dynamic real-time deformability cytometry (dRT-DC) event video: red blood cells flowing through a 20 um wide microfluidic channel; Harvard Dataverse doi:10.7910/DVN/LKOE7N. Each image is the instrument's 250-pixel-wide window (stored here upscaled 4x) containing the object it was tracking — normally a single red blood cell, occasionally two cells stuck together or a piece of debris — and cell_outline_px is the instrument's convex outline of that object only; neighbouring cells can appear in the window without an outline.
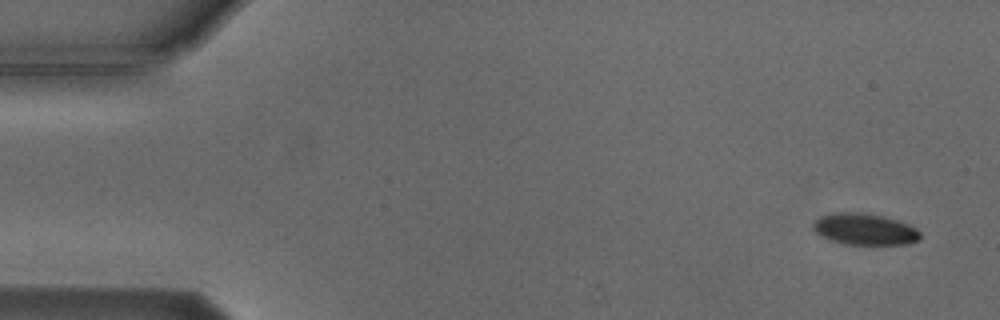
{"species": "Egyptian fruit bat (a non-hibernating species)", "species_latin": "Rousettus aegyptiacus", "temperature_condition": "cold", "stored_images_in_passage": 8, "camera_frame_rate_fps": 3000, "um_per_image_px": 0.085, "animal": {"sex": "male"}, "frame": {"image": 1, "passage_image": 1, "time_ms": 0.0, "image_size_px": [1000, 320], "cell_outline_px": [[920, 240], [908, 244], [844, 244], [820, 236], [812, 228], [812, 224], [820, 216], [832, 212], [860, 212], [884, 216], [908, 224], [916, 228], [920, 232]], "centroid_in_image_um": [73.49, 19.47], "position_along_channel_um": 11.5, "area_um2": 19.71}}
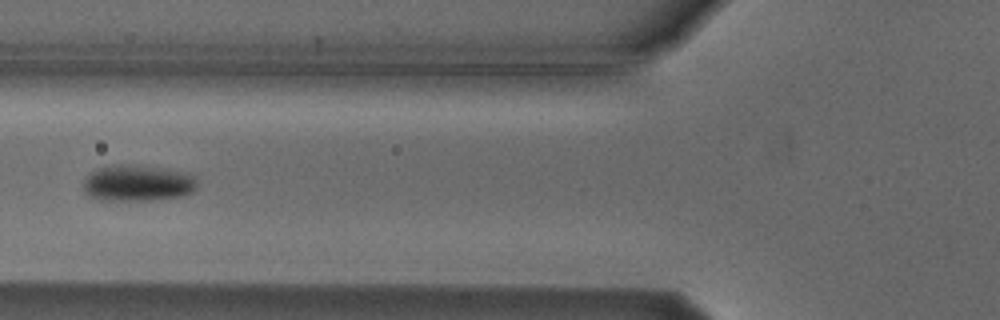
{"frame": {"image": 2, "passage_image": 6, "time_ms": 6.0, "image_size_px": [1000, 320], "cell_outline_px": [[196, 188], [192, 192], [184, 196], [148, 200], [100, 200], [88, 196], [84, 192], [84, 180], [96, 168], [112, 164], [148, 164], [168, 168], [184, 172], [196, 176]], "centroid_in_image_um": [11.72, 15.53], "position_along_channel_um": 114.1, "area_um2": 24.68}}
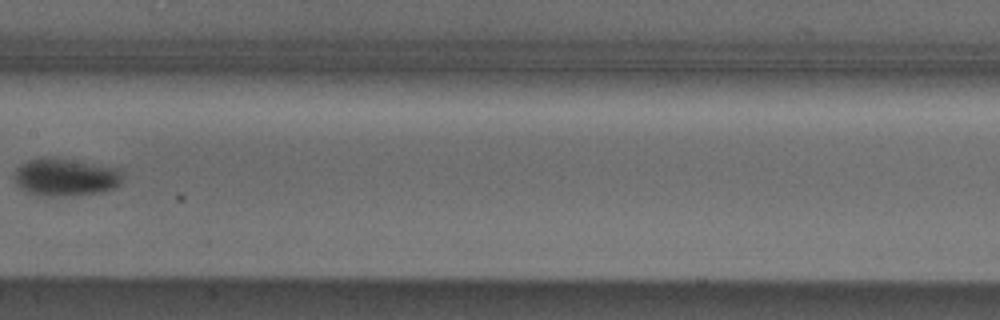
{"frame": {"image": 3, "passage_image": 8, "time_ms": 8.333, "image_size_px": [1000, 320], "cell_outline_px": [[124, 180], [116, 188], [100, 192], [64, 196], [36, 196], [20, 188], [16, 184], [12, 176], [12, 172], [20, 164], [28, 160], [52, 156], [116, 168], [120, 172]], "centroid_in_image_um": [5.5, 15.06], "position_along_channel_um": 201.9, "area_um2": 24.1}}